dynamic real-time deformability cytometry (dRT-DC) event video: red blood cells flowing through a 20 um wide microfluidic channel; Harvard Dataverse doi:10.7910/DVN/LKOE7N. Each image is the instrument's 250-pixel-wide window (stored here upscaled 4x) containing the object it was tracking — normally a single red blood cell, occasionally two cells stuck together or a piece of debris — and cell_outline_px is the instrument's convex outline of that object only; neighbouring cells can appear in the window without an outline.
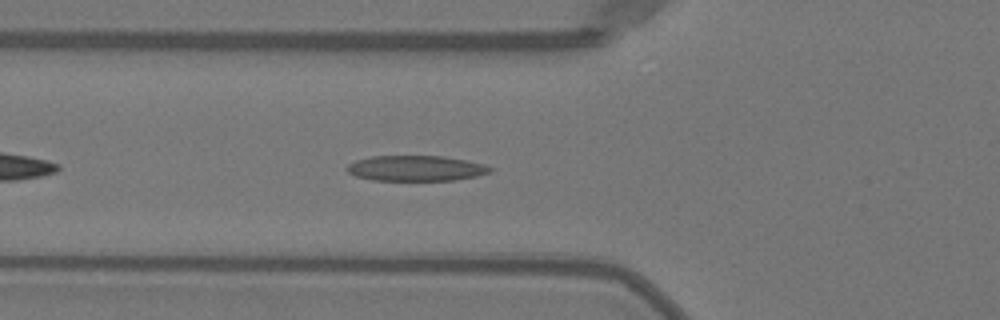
{"species": "Egyptian fruit bat (a non-hibernating species)", "species_latin": "Rousettus aegyptiacus", "temperature_condition": "warm", "stored_images_in_passage": 36, "camera_frame_rate_fps": 3000, "um_per_image_px": 0.085, "animal": {"sex": "female"}, "frame": {"image": 1, "passage_image": 6, "time_ms": 1.667, "image_size_px": [1000, 320], "cell_outline_px": [[492, 172], [476, 176], [452, 180], [372, 180], [356, 176], [348, 172], [348, 164], [356, 160], [372, 156], [444, 156], [484, 164], [492, 168]], "centroid_in_image_um": [35.36, 14.3], "position_along_channel_um": 90.4, "area_um2": 21.04}, "authors_computed_cell_mechanics": {"area_um2": 20.9236, "velocity_mm_per_s": 4.0312, "shape_relaxation_time_tau1_ms": 6.6329, "shape_relaxation_time_tau2_ms": 1.6258, "deformation_change_tau1": 0.2012, "deformation_change_tau2": 0.0928}}